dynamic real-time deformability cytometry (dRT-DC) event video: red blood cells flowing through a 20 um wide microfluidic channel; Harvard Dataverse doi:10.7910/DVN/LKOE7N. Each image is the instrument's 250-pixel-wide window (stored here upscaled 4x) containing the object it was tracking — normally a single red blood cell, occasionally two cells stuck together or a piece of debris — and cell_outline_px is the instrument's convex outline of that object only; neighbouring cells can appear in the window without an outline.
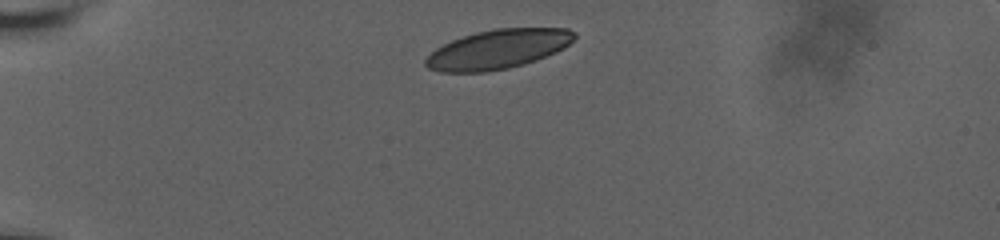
{"species": "human", "species_latin": "Homo sapiens", "temperature_condition": "room temperature", "stored_images_in_passage": 11, "camera_frame_rate_fps": 3000, "um_per_image_px": 0.085, "donor": {"sex": "male"}, "frame": {"image": 1, "passage_image": 1, "time_ms": 0.0, "image_size_px": [1000, 240], "cell_outline_px": [[576, 36], [564, 48], [544, 56], [508, 68], [484, 72], [440, 72], [428, 68], [424, 64], [424, 60], [436, 48], [452, 40], [476, 32], [492, 28], [568, 28], [576, 32]], "centroid_in_image_um": [42.3, 4.17], "position_along_channel_um": 42.7, "area_um2": 33.7}}
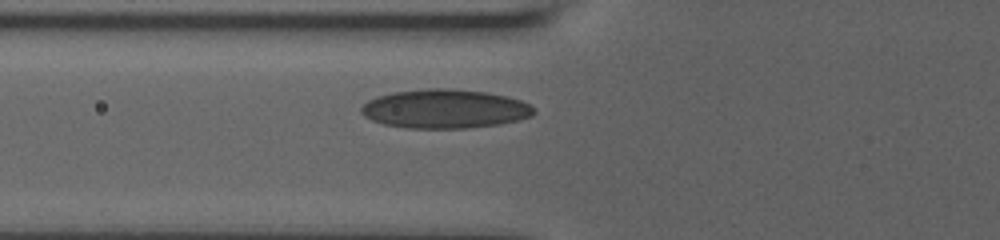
{"frame": {"image": 2, "passage_image": 7, "time_ms": 2.667, "image_size_px": [1000, 240], "cell_outline_px": [[536, 112], [532, 116], [516, 120], [496, 124], [464, 128], [408, 128], [384, 124], [372, 120], [364, 116], [360, 112], [360, 108], [368, 100], [392, 92], [428, 88], [452, 88], [488, 92], [508, 96], [520, 100], [528, 104]], "centroid_in_image_um": [37.79, 9.24], "position_along_channel_um": 88.0, "area_um2": 39.07}}
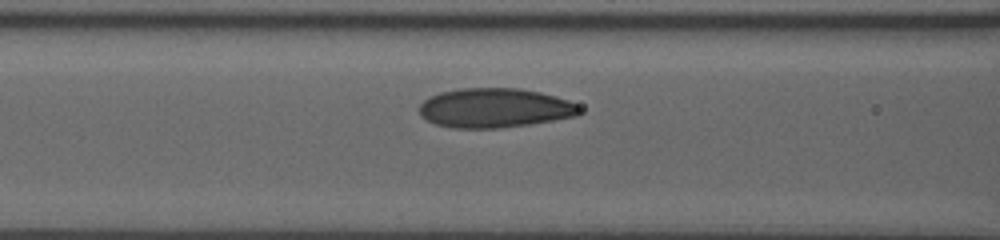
{"frame": {"image": 3, "passage_image": 10, "time_ms": 3.667, "image_size_px": [1000, 240], "cell_outline_px": [[584, 112], [576, 116], [528, 124], [500, 128], [452, 128], [436, 124], [428, 120], [420, 112], [420, 104], [424, 100], [440, 92], [460, 88], [520, 88], [540, 92], [556, 96], [568, 100], [576, 104]], "centroid_in_image_um": [42.08, 9.17], "position_along_channel_um": 124.5, "area_um2": 36.7}}